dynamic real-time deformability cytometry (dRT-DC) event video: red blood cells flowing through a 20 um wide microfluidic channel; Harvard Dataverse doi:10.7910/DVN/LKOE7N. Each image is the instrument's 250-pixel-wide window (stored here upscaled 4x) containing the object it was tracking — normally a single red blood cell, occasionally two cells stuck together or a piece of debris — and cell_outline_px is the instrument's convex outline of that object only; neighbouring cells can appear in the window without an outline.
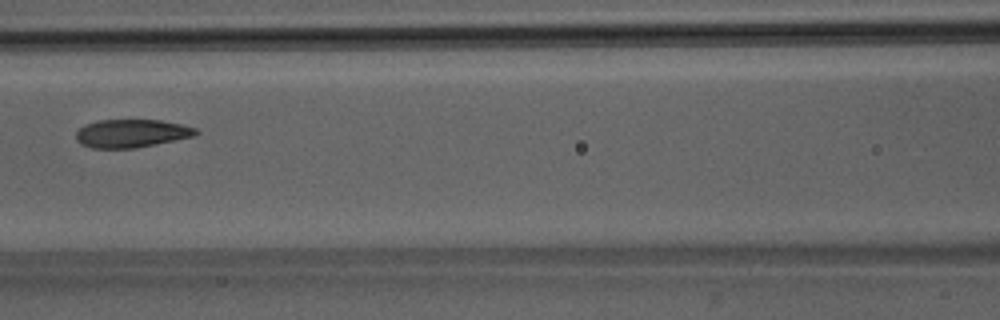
{"species": "Egyptian fruit bat (a non-hibernating species)", "species_latin": "Rousettus aegyptiacus", "temperature_condition": "room temperature", "stored_images_in_passage": 3, "camera_frame_rate_fps": 3000, "um_per_image_px": 0.085, "animal": {"sex": "male"}, "frame": {"image": 1, "passage_image": 3, "time_ms": 2.333, "image_size_px": [1000, 320], "cell_outline_px": [[200, 132], [196, 136], [136, 148], [92, 148], [80, 144], [76, 140], [76, 132], [84, 124], [96, 120], [160, 120], [180, 124], [196, 128]], "centroid_in_image_um": [11.17, 11.34], "position_along_channel_um": 155.4, "area_um2": 19.83}}